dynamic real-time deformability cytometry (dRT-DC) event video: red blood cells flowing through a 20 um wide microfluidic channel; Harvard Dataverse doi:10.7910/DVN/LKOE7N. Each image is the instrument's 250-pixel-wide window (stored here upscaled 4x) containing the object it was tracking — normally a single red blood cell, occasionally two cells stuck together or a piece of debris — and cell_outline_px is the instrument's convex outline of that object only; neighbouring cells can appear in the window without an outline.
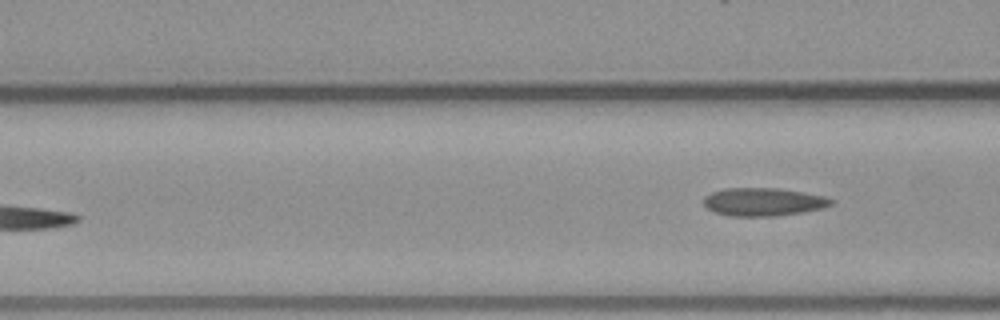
{"species": "common noctule bat (a hibernating species)", "species_latin": "Nyctalus noctula", "temperature_condition": "warm", "stored_images_in_passage": 5, "camera_frame_rate_fps": 3000, "um_per_image_px": 0.085, "animal": {"sex": "male", "body_mass_g": 23.1, "forearm_length_mm": 52.7}, "frame": {"image": 1, "passage_image": 5, "time_ms": 4.667, "image_size_px": [1000, 320], "cell_outline_px": [[832, 204], [824, 208], [804, 212], [772, 216], [732, 216], [716, 212], [708, 208], [704, 204], [704, 196], [712, 192], [724, 188], [776, 188], [824, 196], [832, 200]], "centroid_in_image_um": [64.87, 17.16], "position_along_channel_um": 101.7, "area_um2": 20.63}}